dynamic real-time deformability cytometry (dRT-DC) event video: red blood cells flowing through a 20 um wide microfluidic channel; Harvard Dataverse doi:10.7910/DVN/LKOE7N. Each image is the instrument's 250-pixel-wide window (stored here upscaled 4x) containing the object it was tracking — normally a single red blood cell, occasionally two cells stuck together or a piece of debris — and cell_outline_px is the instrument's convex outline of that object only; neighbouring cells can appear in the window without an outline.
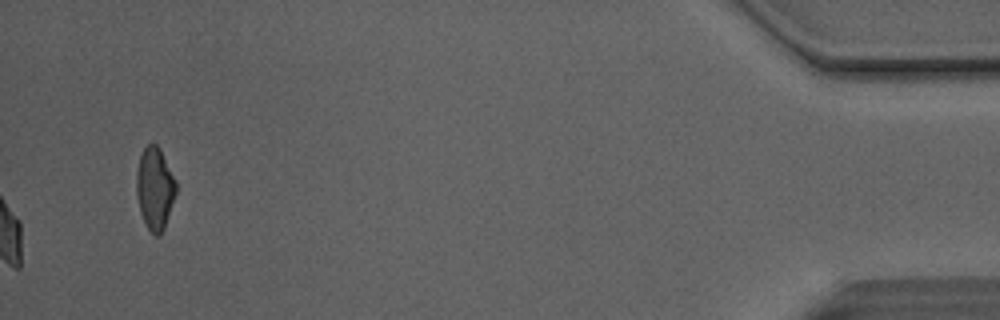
{"species": "Egyptian fruit bat (a non-hibernating species)", "species_latin": "Rousettus aegyptiacus", "temperature_condition": "room temperature", "stored_images_in_passage": 51, "camera_frame_rate_fps": 3000, "um_per_image_px": 0.085, "animal": {"sex": "male"}, "frame": {"image": 1, "passage_image": 51, "time_ms": 16.667, "image_size_px": [1000, 320], "cell_outline_px": [[176, 192], [164, 228], [160, 236], [156, 236], [148, 228], [140, 212], [136, 196], [136, 172], [140, 156], [144, 148], [148, 144], [156, 144], [160, 148], [176, 180]], "centroid_in_image_um": [13.15, 16.0], "position_along_channel_um": 422.0, "area_um2": 18.9}, "authors_computed_cell_mechanics": {"area_um2": 19.0162, "velocity_mm_per_s": 4.1138, "shape_relaxation_time_tau1_ms": 8.6344, "shape_relaxation_time_tau2_ms": 1.859, "deformation_change_tau1": 0.2065, "deformation_change_tau2": 0.0845}}